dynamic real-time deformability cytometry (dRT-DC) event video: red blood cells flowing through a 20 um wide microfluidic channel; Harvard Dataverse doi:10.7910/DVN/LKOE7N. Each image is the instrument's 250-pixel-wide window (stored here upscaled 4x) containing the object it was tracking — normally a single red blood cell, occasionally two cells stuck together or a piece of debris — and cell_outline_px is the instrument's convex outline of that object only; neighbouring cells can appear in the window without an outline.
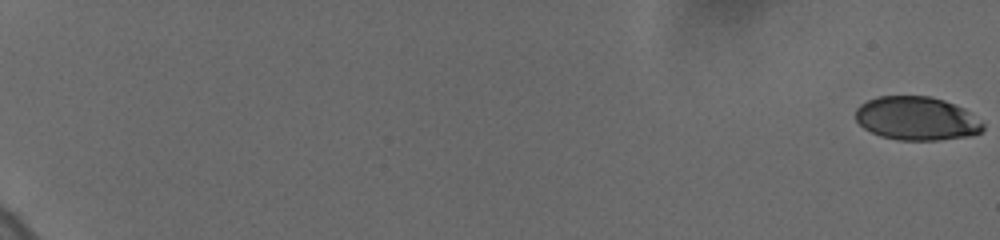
{"species": "human", "species_latin": "Homo sapiens", "temperature_condition": "cold", "stored_images_in_passage": 52, "camera_frame_rate_fps": 3000, "um_per_image_px": 0.085, "donor": {"sex": "female"}, "frame": {"image": 1, "passage_image": 1, "time_ms": 0.0, "image_size_px": [1000, 240], "cell_outline_px": [[984, 128], [980, 132], [972, 136], [940, 140], [896, 140], [880, 136], [864, 128], [856, 120], [856, 108], [860, 104], [868, 100], [880, 96], [928, 96], [944, 100], [964, 108], [984, 124]], "centroid_in_image_um": [77.92, 10.08], "position_along_channel_um": 7.1, "area_um2": 32.43}}
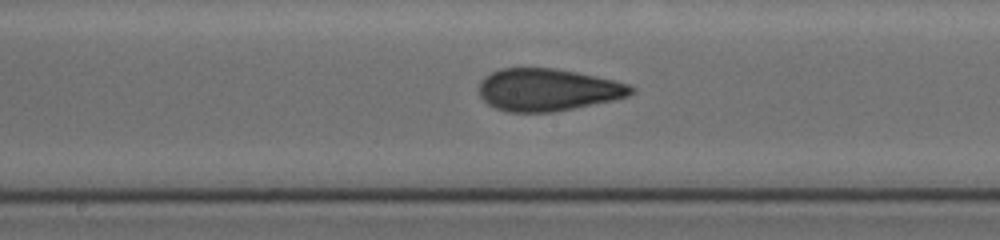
{"frame": {"image": 2, "passage_image": 28, "time_ms": 11.667, "image_size_px": [1000, 240], "cell_outline_px": [[636, 92], [628, 96], [612, 100], [552, 112], [508, 112], [496, 108], [488, 104], [480, 96], [480, 80], [484, 76], [500, 68], [556, 68], [616, 80], [628, 84], [636, 88]], "centroid_in_image_um": [46.56, 7.62], "position_along_channel_um": 201.6, "area_um2": 37.51}}
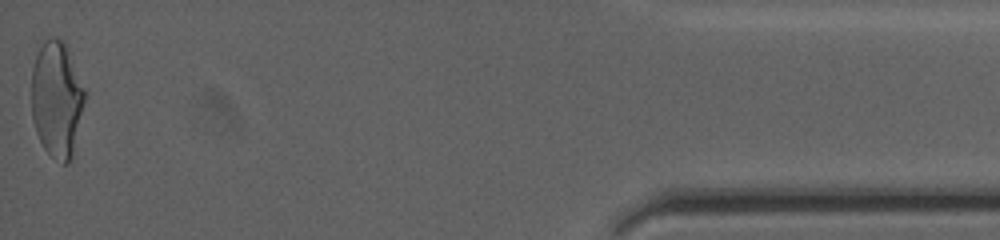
{"frame": {"image": 3, "passage_image": 52, "time_ms": 19.667, "image_size_px": [1000, 240], "cell_outline_px": [[88, 92], [72, 156], [68, 164], [64, 164], [52, 156], [44, 148], [36, 132], [32, 120], [32, 68], [36, 56], [44, 40], [52, 36], [64, 40]], "centroid_in_image_um": [4.86, 8.4], "position_along_channel_um": 430.3, "area_um2": 36.59}, "authors_computed_cell_mechanics": {"area_um2": 36.0672, "velocity_mm_per_s": 3.7097, "shape_relaxation_time_tau1_ms": 6.6953, "shape_relaxation_time_tau2_ms": 1.0999, "deformation_change_tau1": 0.194, "deformation_change_tau2": 0.0839}}